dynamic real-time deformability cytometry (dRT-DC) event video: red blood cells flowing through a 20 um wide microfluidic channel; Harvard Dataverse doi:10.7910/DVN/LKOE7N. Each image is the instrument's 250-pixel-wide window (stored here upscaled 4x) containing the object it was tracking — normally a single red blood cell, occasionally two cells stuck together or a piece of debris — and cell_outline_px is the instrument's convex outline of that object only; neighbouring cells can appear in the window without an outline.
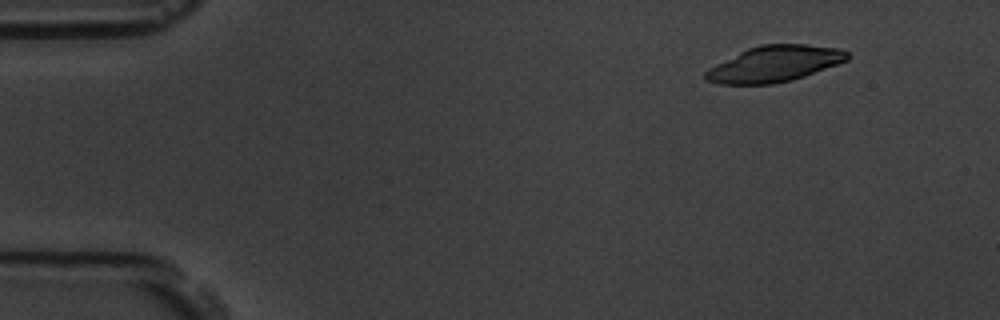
{"species": "common noctule bat (a hibernating species)", "species_latin": "Nyctalus noctula", "temperature_condition": "room temperature", "stored_images_in_passage": 4, "camera_frame_rate_fps": 3000, "um_per_image_px": 0.085, "animal": {"sex": "male", "body_mass_g": 19.5, "forearm_length_mm": 54.6}, "frame": {"image": 1, "passage_image": 2, "time_ms": 1.0, "image_size_px": [1000, 320], "cell_outline_px": [[848, 60], [804, 76], [792, 80], [772, 84], [720, 84], [704, 80], [704, 72], [708, 68], [748, 48], [760, 44], [804, 44], [840, 48], [848, 52]], "centroid_in_image_um": [65.81, 5.43], "position_along_channel_um": 19.2, "area_um2": 29.65}}